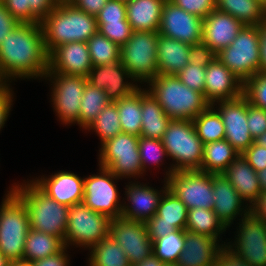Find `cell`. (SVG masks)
<instances>
[{
    "instance_id": "6da1fadb",
    "label": "cell",
    "mask_w": 266,
    "mask_h": 266,
    "mask_svg": "<svg viewBox=\"0 0 266 266\" xmlns=\"http://www.w3.org/2000/svg\"><path fill=\"white\" fill-rule=\"evenodd\" d=\"M0 67L7 80H41L48 71V53L41 23H19L0 44ZM13 80V81H12Z\"/></svg>"
},
{
    "instance_id": "7a4b0ae2",
    "label": "cell",
    "mask_w": 266,
    "mask_h": 266,
    "mask_svg": "<svg viewBox=\"0 0 266 266\" xmlns=\"http://www.w3.org/2000/svg\"><path fill=\"white\" fill-rule=\"evenodd\" d=\"M10 189L27 207L30 228L58 237L64 243L69 206L49 197L31 179L14 182Z\"/></svg>"
},
{
    "instance_id": "3957f363",
    "label": "cell",
    "mask_w": 266,
    "mask_h": 266,
    "mask_svg": "<svg viewBox=\"0 0 266 266\" xmlns=\"http://www.w3.org/2000/svg\"><path fill=\"white\" fill-rule=\"evenodd\" d=\"M41 26L48 54L66 43L87 42L98 31L96 16L87 14L74 4L57 5L41 21Z\"/></svg>"
},
{
    "instance_id": "277c9868",
    "label": "cell",
    "mask_w": 266,
    "mask_h": 266,
    "mask_svg": "<svg viewBox=\"0 0 266 266\" xmlns=\"http://www.w3.org/2000/svg\"><path fill=\"white\" fill-rule=\"evenodd\" d=\"M146 86L170 119L192 121L211 104L203 93L190 89L176 75H157Z\"/></svg>"
},
{
    "instance_id": "5b68a950",
    "label": "cell",
    "mask_w": 266,
    "mask_h": 266,
    "mask_svg": "<svg viewBox=\"0 0 266 266\" xmlns=\"http://www.w3.org/2000/svg\"><path fill=\"white\" fill-rule=\"evenodd\" d=\"M162 141L168 158L173 162L165 171L163 180H167L173 172L201 170L203 143L192 121L171 119Z\"/></svg>"
},
{
    "instance_id": "8992f818",
    "label": "cell",
    "mask_w": 266,
    "mask_h": 266,
    "mask_svg": "<svg viewBox=\"0 0 266 266\" xmlns=\"http://www.w3.org/2000/svg\"><path fill=\"white\" fill-rule=\"evenodd\" d=\"M0 205V252L10 262L23 260L29 215L24 202L10 189Z\"/></svg>"
},
{
    "instance_id": "52a82bcc",
    "label": "cell",
    "mask_w": 266,
    "mask_h": 266,
    "mask_svg": "<svg viewBox=\"0 0 266 266\" xmlns=\"http://www.w3.org/2000/svg\"><path fill=\"white\" fill-rule=\"evenodd\" d=\"M158 35L154 31H133L130 39L120 47V62L139 87L158 75Z\"/></svg>"
},
{
    "instance_id": "ba28073f",
    "label": "cell",
    "mask_w": 266,
    "mask_h": 266,
    "mask_svg": "<svg viewBox=\"0 0 266 266\" xmlns=\"http://www.w3.org/2000/svg\"><path fill=\"white\" fill-rule=\"evenodd\" d=\"M258 25H244L232 43L216 57L243 83L260 72Z\"/></svg>"
},
{
    "instance_id": "9c48e42d",
    "label": "cell",
    "mask_w": 266,
    "mask_h": 266,
    "mask_svg": "<svg viewBox=\"0 0 266 266\" xmlns=\"http://www.w3.org/2000/svg\"><path fill=\"white\" fill-rule=\"evenodd\" d=\"M139 137L127 133L117 134L101 144L98 165L107 168L117 178L137 180L144 176L138 148Z\"/></svg>"
},
{
    "instance_id": "30bf717a",
    "label": "cell",
    "mask_w": 266,
    "mask_h": 266,
    "mask_svg": "<svg viewBox=\"0 0 266 266\" xmlns=\"http://www.w3.org/2000/svg\"><path fill=\"white\" fill-rule=\"evenodd\" d=\"M110 222L105 214L91 210L83 202L69 206L64 246L89 250L109 236Z\"/></svg>"
},
{
    "instance_id": "8fae6325",
    "label": "cell",
    "mask_w": 266,
    "mask_h": 266,
    "mask_svg": "<svg viewBox=\"0 0 266 266\" xmlns=\"http://www.w3.org/2000/svg\"><path fill=\"white\" fill-rule=\"evenodd\" d=\"M43 79L49 80L51 83L50 100L57 120L65 126H71L72 124H78L79 126L80 102L87 78L47 72Z\"/></svg>"
},
{
    "instance_id": "7c38bea8",
    "label": "cell",
    "mask_w": 266,
    "mask_h": 266,
    "mask_svg": "<svg viewBox=\"0 0 266 266\" xmlns=\"http://www.w3.org/2000/svg\"><path fill=\"white\" fill-rule=\"evenodd\" d=\"M98 167V174L84 177L82 202L91 210L105 214L110 219L119 218L122 214L123 201L116 183L120 178L107 168Z\"/></svg>"
},
{
    "instance_id": "4fadbf2b",
    "label": "cell",
    "mask_w": 266,
    "mask_h": 266,
    "mask_svg": "<svg viewBox=\"0 0 266 266\" xmlns=\"http://www.w3.org/2000/svg\"><path fill=\"white\" fill-rule=\"evenodd\" d=\"M237 224L226 246L251 266H266V223L249 212Z\"/></svg>"
},
{
    "instance_id": "5bb4252c",
    "label": "cell",
    "mask_w": 266,
    "mask_h": 266,
    "mask_svg": "<svg viewBox=\"0 0 266 266\" xmlns=\"http://www.w3.org/2000/svg\"><path fill=\"white\" fill-rule=\"evenodd\" d=\"M172 191L188 209H213L212 174L201 170L173 172L167 179Z\"/></svg>"
},
{
    "instance_id": "9a60e30c",
    "label": "cell",
    "mask_w": 266,
    "mask_h": 266,
    "mask_svg": "<svg viewBox=\"0 0 266 266\" xmlns=\"http://www.w3.org/2000/svg\"><path fill=\"white\" fill-rule=\"evenodd\" d=\"M109 236L123 248L130 265L143 261L153 253V241L148 235L146 223L123 217L113 218Z\"/></svg>"
},
{
    "instance_id": "2e32d148",
    "label": "cell",
    "mask_w": 266,
    "mask_h": 266,
    "mask_svg": "<svg viewBox=\"0 0 266 266\" xmlns=\"http://www.w3.org/2000/svg\"><path fill=\"white\" fill-rule=\"evenodd\" d=\"M212 106L221 115L225 128L224 139L242 154L254 143L247 125V99L242 95L233 100L217 101Z\"/></svg>"
},
{
    "instance_id": "e0dca14e",
    "label": "cell",
    "mask_w": 266,
    "mask_h": 266,
    "mask_svg": "<svg viewBox=\"0 0 266 266\" xmlns=\"http://www.w3.org/2000/svg\"><path fill=\"white\" fill-rule=\"evenodd\" d=\"M203 19L166 0L158 33L193 45L202 42Z\"/></svg>"
},
{
    "instance_id": "ac0fdd59",
    "label": "cell",
    "mask_w": 266,
    "mask_h": 266,
    "mask_svg": "<svg viewBox=\"0 0 266 266\" xmlns=\"http://www.w3.org/2000/svg\"><path fill=\"white\" fill-rule=\"evenodd\" d=\"M162 188L156 189L148 183L130 181L125 186L121 217L146 223L157 212L161 197L168 189L167 180L163 181ZM128 201L127 203L125 200Z\"/></svg>"
},
{
    "instance_id": "d6986e66",
    "label": "cell",
    "mask_w": 266,
    "mask_h": 266,
    "mask_svg": "<svg viewBox=\"0 0 266 266\" xmlns=\"http://www.w3.org/2000/svg\"><path fill=\"white\" fill-rule=\"evenodd\" d=\"M87 82L97 89L104 90L111 102H117L139 88L120 61L93 66L87 76Z\"/></svg>"
},
{
    "instance_id": "ffe728a7",
    "label": "cell",
    "mask_w": 266,
    "mask_h": 266,
    "mask_svg": "<svg viewBox=\"0 0 266 266\" xmlns=\"http://www.w3.org/2000/svg\"><path fill=\"white\" fill-rule=\"evenodd\" d=\"M188 208L169 189L160 199L156 214L146 222L149 237L155 239L167 236L175 230H185Z\"/></svg>"
},
{
    "instance_id": "44dd1931",
    "label": "cell",
    "mask_w": 266,
    "mask_h": 266,
    "mask_svg": "<svg viewBox=\"0 0 266 266\" xmlns=\"http://www.w3.org/2000/svg\"><path fill=\"white\" fill-rule=\"evenodd\" d=\"M93 65L87 42L74 41L55 47L48 54V71L87 78Z\"/></svg>"
},
{
    "instance_id": "7402d4cb",
    "label": "cell",
    "mask_w": 266,
    "mask_h": 266,
    "mask_svg": "<svg viewBox=\"0 0 266 266\" xmlns=\"http://www.w3.org/2000/svg\"><path fill=\"white\" fill-rule=\"evenodd\" d=\"M32 181L58 203L72 206L83 201L84 177L61 170L51 175L32 178Z\"/></svg>"
},
{
    "instance_id": "603a6c76",
    "label": "cell",
    "mask_w": 266,
    "mask_h": 266,
    "mask_svg": "<svg viewBox=\"0 0 266 266\" xmlns=\"http://www.w3.org/2000/svg\"><path fill=\"white\" fill-rule=\"evenodd\" d=\"M243 95V82L217 57L206 67L204 96L212 105Z\"/></svg>"
},
{
    "instance_id": "cb8c5ba5",
    "label": "cell",
    "mask_w": 266,
    "mask_h": 266,
    "mask_svg": "<svg viewBox=\"0 0 266 266\" xmlns=\"http://www.w3.org/2000/svg\"><path fill=\"white\" fill-rule=\"evenodd\" d=\"M212 184L213 211L225 227L230 229L236 218L240 220L250 212V207L222 174H212Z\"/></svg>"
},
{
    "instance_id": "d4e9b609",
    "label": "cell",
    "mask_w": 266,
    "mask_h": 266,
    "mask_svg": "<svg viewBox=\"0 0 266 266\" xmlns=\"http://www.w3.org/2000/svg\"><path fill=\"white\" fill-rule=\"evenodd\" d=\"M243 26L233 16L214 9L203 19L202 42L217 54L232 43Z\"/></svg>"
},
{
    "instance_id": "484cf974",
    "label": "cell",
    "mask_w": 266,
    "mask_h": 266,
    "mask_svg": "<svg viewBox=\"0 0 266 266\" xmlns=\"http://www.w3.org/2000/svg\"><path fill=\"white\" fill-rule=\"evenodd\" d=\"M224 244L207 235L185 230L184 249L178 258V266H215L217 253Z\"/></svg>"
},
{
    "instance_id": "4316f807",
    "label": "cell",
    "mask_w": 266,
    "mask_h": 266,
    "mask_svg": "<svg viewBox=\"0 0 266 266\" xmlns=\"http://www.w3.org/2000/svg\"><path fill=\"white\" fill-rule=\"evenodd\" d=\"M222 175L231 183L250 207L261 193L257 172L240 154L229 164Z\"/></svg>"
},
{
    "instance_id": "83f0119b",
    "label": "cell",
    "mask_w": 266,
    "mask_h": 266,
    "mask_svg": "<svg viewBox=\"0 0 266 266\" xmlns=\"http://www.w3.org/2000/svg\"><path fill=\"white\" fill-rule=\"evenodd\" d=\"M190 44L158 35V75H176L189 64Z\"/></svg>"
},
{
    "instance_id": "f1b7e54d",
    "label": "cell",
    "mask_w": 266,
    "mask_h": 266,
    "mask_svg": "<svg viewBox=\"0 0 266 266\" xmlns=\"http://www.w3.org/2000/svg\"><path fill=\"white\" fill-rule=\"evenodd\" d=\"M166 0H129L126 18L133 31L158 32Z\"/></svg>"
},
{
    "instance_id": "f546056e",
    "label": "cell",
    "mask_w": 266,
    "mask_h": 266,
    "mask_svg": "<svg viewBox=\"0 0 266 266\" xmlns=\"http://www.w3.org/2000/svg\"><path fill=\"white\" fill-rule=\"evenodd\" d=\"M142 130L140 137L163 139L171 119L147 89L141 87Z\"/></svg>"
},
{
    "instance_id": "4dcf8cb0",
    "label": "cell",
    "mask_w": 266,
    "mask_h": 266,
    "mask_svg": "<svg viewBox=\"0 0 266 266\" xmlns=\"http://www.w3.org/2000/svg\"><path fill=\"white\" fill-rule=\"evenodd\" d=\"M240 153L225 139L203 144L201 171L222 174Z\"/></svg>"
},
{
    "instance_id": "1f68e13d",
    "label": "cell",
    "mask_w": 266,
    "mask_h": 266,
    "mask_svg": "<svg viewBox=\"0 0 266 266\" xmlns=\"http://www.w3.org/2000/svg\"><path fill=\"white\" fill-rule=\"evenodd\" d=\"M20 23H41L57 6L55 0H1Z\"/></svg>"
},
{
    "instance_id": "d6a6232c",
    "label": "cell",
    "mask_w": 266,
    "mask_h": 266,
    "mask_svg": "<svg viewBox=\"0 0 266 266\" xmlns=\"http://www.w3.org/2000/svg\"><path fill=\"white\" fill-rule=\"evenodd\" d=\"M186 231L207 235L226 245L227 239L222 241L223 233L227 228L219 220L213 209L192 208L188 209ZM224 242V243H223Z\"/></svg>"
},
{
    "instance_id": "836d02e7",
    "label": "cell",
    "mask_w": 266,
    "mask_h": 266,
    "mask_svg": "<svg viewBox=\"0 0 266 266\" xmlns=\"http://www.w3.org/2000/svg\"><path fill=\"white\" fill-rule=\"evenodd\" d=\"M64 247L60 238L30 228L25 241L23 260L32 263L57 254Z\"/></svg>"
},
{
    "instance_id": "e575fe53",
    "label": "cell",
    "mask_w": 266,
    "mask_h": 266,
    "mask_svg": "<svg viewBox=\"0 0 266 266\" xmlns=\"http://www.w3.org/2000/svg\"><path fill=\"white\" fill-rule=\"evenodd\" d=\"M216 9L238 19L243 25H259L265 21L262 3L257 0H215Z\"/></svg>"
},
{
    "instance_id": "d590c367",
    "label": "cell",
    "mask_w": 266,
    "mask_h": 266,
    "mask_svg": "<svg viewBox=\"0 0 266 266\" xmlns=\"http://www.w3.org/2000/svg\"><path fill=\"white\" fill-rule=\"evenodd\" d=\"M122 133L140 137L142 130L141 87L116 102Z\"/></svg>"
},
{
    "instance_id": "8d00e7d4",
    "label": "cell",
    "mask_w": 266,
    "mask_h": 266,
    "mask_svg": "<svg viewBox=\"0 0 266 266\" xmlns=\"http://www.w3.org/2000/svg\"><path fill=\"white\" fill-rule=\"evenodd\" d=\"M88 266H129L123 248L110 236L89 249Z\"/></svg>"
},
{
    "instance_id": "74e56055",
    "label": "cell",
    "mask_w": 266,
    "mask_h": 266,
    "mask_svg": "<svg viewBox=\"0 0 266 266\" xmlns=\"http://www.w3.org/2000/svg\"><path fill=\"white\" fill-rule=\"evenodd\" d=\"M192 122L203 144L222 140L225 137L221 115L212 105L199 113Z\"/></svg>"
},
{
    "instance_id": "f35d334b",
    "label": "cell",
    "mask_w": 266,
    "mask_h": 266,
    "mask_svg": "<svg viewBox=\"0 0 266 266\" xmlns=\"http://www.w3.org/2000/svg\"><path fill=\"white\" fill-rule=\"evenodd\" d=\"M111 101L104 90H100L86 82L80 105L79 127L85 130Z\"/></svg>"
},
{
    "instance_id": "ab89813d",
    "label": "cell",
    "mask_w": 266,
    "mask_h": 266,
    "mask_svg": "<svg viewBox=\"0 0 266 266\" xmlns=\"http://www.w3.org/2000/svg\"><path fill=\"white\" fill-rule=\"evenodd\" d=\"M116 102L106 105L85 132H95L100 139V144L122 133ZM88 130V131H87Z\"/></svg>"
},
{
    "instance_id": "60d3db41",
    "label": "cell",
    "mask_w": 266,
    "mask_h": 266,
    "mask_svg": "<svg viewBox=\"0 0 266 266\" xmlns=\"http://www.w3.org/2000/svg\"><path fill=\"white\" fill-rule=\"evenodd\" d=\"M185 230H175L153 241V254L165 264H176L184 249Z\"/></svg>"
},
{
    "instance_id": "b9f144b4",
    "label": "cell",
    "mask_w": 266,
    "mask_h": 266,
    "mask_svg": "<svg viewBox=\"0 0 266 266\" xmlns=\"http://www.w3.org/2000/svg\"><path fill=\"white\" fill-rule=\"evenodd\" d=\"M88 50L93 66L120 61V46L97 31L88 41Z\"/></svg>"
},
{
    "instance_id": "7bdbcfd3",
    "label": "cell",
    "mask_w": 266,
    "mask_h": 266,
    "mask_svg": "<svg viewBox=\"0 0 266 266\" xmlns=\"http://www.w3.org/2000/svg\"><path fill=\"white\" fill-rule=\"evenodd\" d=\"M138 148L144 174H146L148 168L152 167V164H155L153 165L154 168L162 166L164 164L163 158L168 157L163 141L160 139L139 137Z\"/></svg>"
},
{
    "instance_id": "ee69618b",
    "label": "cell",
    "mask_w": 266,
    "mask_h": 266,
    "mask_svg": "<svg viewBox=\"0 0 266 266\" xmlns=\"http://www.w3.org/2000/svg\"><path fill=\"white\" fill-rule=\"evenodd\" d=\"M243 96L252 105L266 110V73L259 72L246 80Z\"/></svg>"
},
{
    "instance_id": "f6af8a7d",
    "label": "cell",
    "mask_w": 266,
    "mask_h": 266,
    "mask_svg": "<svg viewBox=\"0 0 266 266\" xmlns=\"http://www.w3.org/2000/svg\"><path fill=\"white\" fill-rule=\"evenodd\" d=\"M98 31L120 47L125 44L133 32L128 21L97 23Z\"/></svg>"
},
{
    "instance_id": "bcb514c9",
    "label": "cell",
    "mask_w": 266,
    "mask_h": 266,
    "mask_svg": "<svg viewBox=\"0 0 266 266\" xmlns=\"http://www.w3.org/2000/svg\"><path fill=\"white\" fill-rule=\"evenodd\" d=\"M206 68L188 64L176 76L190 89L204 94Z\"/></svg>"
},
{
    "instance_id": "7dc6e473",
    "label": "cell",
    "mask_w": 266,
    "mask_h": 266,
    "mask_svg": "<svg viewBox=\"0 0 266 266\" xmlns=\"http://www.w3.org/2000/svg\"><path fill=\"white\" fill-rule=\"evenodd\" d=\"M97 23H114L127 21L126 3L108 0L102 10L96 15Z\"/></svg>"
},
{
    "instance_id": "c3c4849f",
    "label": "cell",
    "mask_w": 266,
    "mask_h": 266,
    "mask_svg": "<svg viewBox=\"0 0 266 266\" xmlns=\"http://www.w3.org/2000/svg\"><path fill=\"white\" fill-rule=\"evenodd\" d=\"M247 125L250 135L255 140L266 131V110L248 102Z\"/></svg>"
},
{
    "instance_id": "681fc988",
    "label": "cell",
    "mask_w": 266,
    "mask_h": 266,
    "mask_svg": "<svg viewBox=\"0 0 266 266\" xmlns=\"http://www.w3.org/2000/svg\"><path fill=\"white\" fill-rule=\"evenodd\" d=\"M188 13L197 15L204 19L214 9H216L215 0H170Z\"/></svg>"
},
{
    "instance_id": "f907efd6",
    "label": "cell",
    "mask_w": 266,
    "mask_h": 266,
    "mask_svg": "<svg viewBox=\"0 0 266 266\" xmlns=\"http://www.w3.org/2000/svg\"><path fill=\"white\" fill-rule=\"evenodd\" d=\"M216 58V53L203 42L190 45L189 63L207 67Z\"/></svg>"
},
{
    "instance_id": "816d5d0a",
    "label": "cell",
    "mask_w": 266,
    "mask_h": 266,
    "mask_svg": "<svg viewBox=\"0 0 266 266\" xmlns=\"http://www.w3.org/2000/svg\"><path fill=\"white\" fill-rule=\"evenodd\" d=\"M241 155L256 172L266 168V148L255 141Z\"/></svg>"
},
{
    "instance_id": "f5cc1de1",
    "label": "cell",
    "mask_w": 266,
    "mask_h": 266,
    "mask_svg": "<svg viewBox=\"0 0 266 266\" xmlns=\"http://www.w3.org/2000/svg\"><path fill=\"white\" fill-rule=\"evenodd\" d=\"M13 94L15 93L11 85L0 89V131L5 126L8 117H10L11 108L15 101Z\"/></svg>"
},
{
    "instance_id": "db71d44e",
    "label": "cell",
    "mask_w": 266,
    "mask_h": 266,
    "mask_svg": "<svg viewBox=\"0 0 266 266\" xmlns=\"http://www.w3.org/2000/svg\"><path fill=\"white\" fill-rule=\"evenodd\" d=\"M215 266H251L240 256L232 252L226 245L217 253Z\"/></svg>"
},
{
    "instance_id": "11a10c76",
    "label": "cell",
    "mask_w": 266,
    "mask_h": 266,
    "mask_svg": "<svg viewBox=\"0 0 266 266\" xmlns=\"http://www.w3.org/2000/svg\"><path fill=\"white\" fill-rule=\"evenodd\" d=\"M6 9L5 4L0 0V44L3 39L19 24Z\"/></svg>"
},
{
    "instance_id": "9f6ffc18",
    "label": "cell",
    "mask_w": 266,
    "mask_h": 266,
    "mask_svg": "<svg viewBox=\"0 0 266 266\" xmlns=\"http://www.w3.org/2000/svg\"><path fill=\"white\" fill-rule=\"evenodd\" d=\"M67 247H64L60 252L52 256L38 259L32 262L33 266H70V256L67 251Z\"/></svg>"
},
{
    "instance_id": "6f0895ef",
    "label": "cell",
    "mask_w": 266,
    "mask_h": 266,
    "mask_svg": "<svg viewBox=\"0 0 266 266\" xmlns=\"http://www.w3.org/2000/svg\"><path fill=\"white\" fill-rule=\"evenodd\" d=\"M108 0H76L73 4L80 10L96 16Z\"/></svg>"
},
{
    "instance_id": "680465c9",
    "label": "cell",
    "mask_w": 266,
    "mask_h": 266,
    "mask_svg": "<svg viewBox=\"0 0 266 266\" xmlns=\"http://www.w3.org/2000/svg\"><path fill=\"white\" fill-rule=\"evenodd\" d=\"M250 212L266 223V191H261L257 200L250 206Z\"/></svg>"
},
{
    "instance_id": "91938a15",
    "label": "cell",
    "mask_w": 266,
    "mask_h": 266,
    "mask_svg": "<svg viewBox=\"0 0 266 266\" xmlns=\"http://www.w3.org/2000/svg\"><path fill=\"white\" fill-rule=\"evenodd\" d=\"M260 32V72L266 73V20L258 25Z\"/></svg>"
},
{
    "instance_id": "94428289",
    "label": "cell",
    "mask_w": 266,
    "mask_h": 266,
    "mask_svg": "<svg viewBox=\"0 0 266 266\" xmlns=\"http://www.w3.org/2000/svg\"><path fill=\"white\" fill-rule=\"evenodd\" d=\"M135 266H165L153 253L146 257L143 261L138 262Z\"/></svg>"
},
{
    "instance_id": "6125c7cd",
    "label": "cell",
    "mask_w": 266,
    "mask_h": 266,
    "mask_svg": "<svg viewBox=\"0 0 266 266\" xmlns=\"http://www.w3.org/2000/svg\"><path fill=\"white\" fill-rule=\"evenodd\" d=\"M261 191H266V168L257 172Z\"/></svg>"
},
{
    "instance_id": "be15d7a7",
    "label": "cell",
    "mask_w": 266,
    "mask_h": 266,
    "mask_svg": "<svg viewBox=\"0 0 266 266\" xmlns=\"http://www.w3.org/2000/svg\"><path fill=\"white\" fill-rule=\"evenodd\" d=\"M10 85L12 84H10V82L7 80V78L5 77L0 67V89L4 87H8Z\"/></svg>"
},
{
    "instance_id": "e7e4bbea",
    "label": "cell",
    "mask_w": 266,
    "mask_h": 266,
    "mask_svg": "<svg viewBox=\"0 0 266 266\" xmlns=\"http://www.w3.org/2000/svg\"><path fill=\"white\" fill-rule=\"evenodd\" d=\"M260 146L266 148V131L254 140Z\"/></svg>"
},
{
    "instance_id": "03108f58",
    "label": "cell",
    "mask_w": 266,
    "mask_h": 266,
    "mask_svg": "<svg viewBox=\"0 0 266 266\" xmlns=\"http://www.w3.org/2000/svg\"><path fill=\"white\" fill-rule=\"evenodd\" d=\"M10 266H33V264L28 261L20 260L11 262Z\"/></svg>"
},
{
    "instance_id": "003e7915",
    "label": "cell",
    "mask_w": 266,
    "mask_h": 266,
    "mask_svg": "<svg viewBox=\"0 0 266 266\" xmlns=\"http://www.w3.org/2000/svg\"><path fill=\"white\" fill-rule=\"evenodd\" d=\"M10 261L0 252V266H10Z\"/></svg>"
},
{
    "instance_id": "a7ac6f4b",
    "label": "cell",
    "mask_w": 266,
    "mask_h": 266,
    "mask_svg": "<svg viewBox=\"0 0 266 266\" xmlns=\"http://www.w3.org/2000/svg\"><path fill=\"white\" fill-rule=\"evenodd\" d=\"M76 0H55L57 5L73 4Z\"/></svg>"
},
{
    "instance_id": "89a4df30",
    "label": "cell",
    "mask_w": 266,
    "mask_h": 266,
    "mask_svg": "<svg viewBox=\"0 0 266 266\" xmlns=\"http://www.w3.org/2000/svg\"><path fill=\"white\" fill-rule=\"evenodd\" d=\"M262 8H263V13H264V16H265V19H266V0L262 1Z\"/></svg>"
},
{
    "instance_id": "2644e50d",
    "label": "cell",
    "mask_w": 266,
    "mask_h": 266,
    "mask_svg": "<svg viewBox=\"0 0 266 266\" xmlns=\"http://www.w3.org/2000/svg\"><path fill=\"white\" fill-rule=\"evenodd\" d=\"M115 1H120V2L127 3L129 0H115Z\"/></svg>"
},
{
    "instance_id": "8c879c8a",
    "label": "cell",
    "mask_w": 266,
    "mask_h": 266,
    "mask_svg": "<svg viewBox=\"0 0 266 266\" xmlns=\"http://www.w3.org/2000/svg\"><path fill=\"white\" fill-rule=\"evenodd\" d=\"M165 266H178L177 264H165Z\"/></svg>"
}]
</instances>
